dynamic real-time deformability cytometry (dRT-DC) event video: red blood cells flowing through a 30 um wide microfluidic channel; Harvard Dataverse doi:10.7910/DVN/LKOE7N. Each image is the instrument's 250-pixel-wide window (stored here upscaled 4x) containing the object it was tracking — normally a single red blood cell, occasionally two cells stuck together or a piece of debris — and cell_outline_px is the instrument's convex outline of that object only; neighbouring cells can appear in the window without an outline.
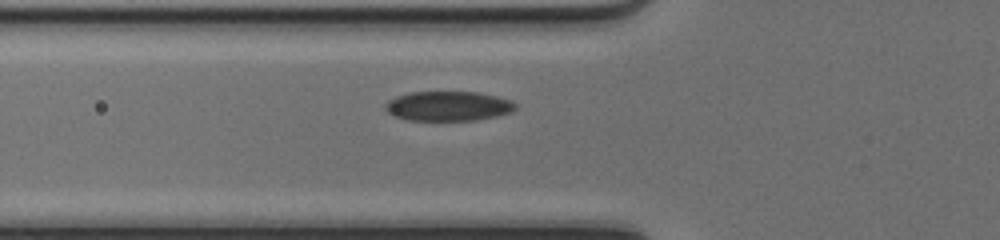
{"species": "common noctule bat (a hibernating species)", "species_latin": "Nyctalus noctula", "temperature_condition": "cold", "stored_images_in_passage": 34, "camera_frame_rate_fps": 3000, "um_per_image_px": 0.085, "animal": {"sex": "female", "body_mass_g": 17.0, "forearm_length_mm": 48.0}, "frame": {"image": 1, "passage_image": 2, "time_ms": 0.333, "image_size_px": [1000, 240], "cell_outline_px": [[516, 108], [512, 112], [496, 116], [476, 120], [408, 120], [392, 116], [384, 108], [384, 104], [388, 100], [396, 96], [408, 92], [476, 92], [496, 96], [512, 100], [516, 104]], "centroid_in_image_um": [38.07, 9.01], "position_along_channel_um": 87.7, "area_um2": 22.66}}
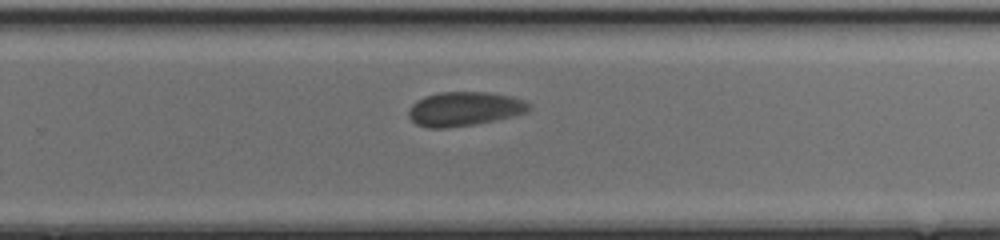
{"frame": {"image": 2, "passage_image": 17, "time_ms": 5.333, "image_size_px": [1000, 240], "cell_outline_px": [[532, 108], [528, 112], [496, 120], [476, 124], [448, 128], [428, 128], [416, 124], [408, 116], [408, 108], [416, 100], [424, 96], [440, 92], [488, 92], [512, 96], [524, 100], [532, 104]], "centroid_in_image_um": [39.48, 9.25], "position_along_channel_um": 290.3, "area_um2": 24.33}}
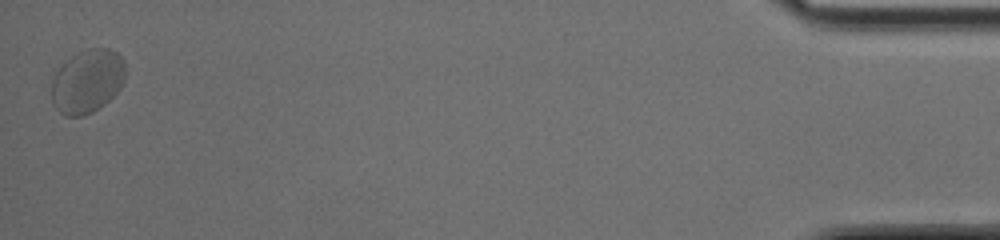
{"frame": {"image": 3, "passage_image": 34, "time_ms": 11.0, "image_size_px": [1000, 240], "cell_outline_px": [[124, 80], [120, 88], [104, 104], [92, 112], [84, 116], [64, 116], [52, 104], [52, 80], [60, 64], [76, 52], [88, 48], [108, 48], [116, 52], [124, 60]], "centroid_in_image_um": [7.4, 6.89], "position_along_channel_um": 427.8, "area_um2": 27.51}}